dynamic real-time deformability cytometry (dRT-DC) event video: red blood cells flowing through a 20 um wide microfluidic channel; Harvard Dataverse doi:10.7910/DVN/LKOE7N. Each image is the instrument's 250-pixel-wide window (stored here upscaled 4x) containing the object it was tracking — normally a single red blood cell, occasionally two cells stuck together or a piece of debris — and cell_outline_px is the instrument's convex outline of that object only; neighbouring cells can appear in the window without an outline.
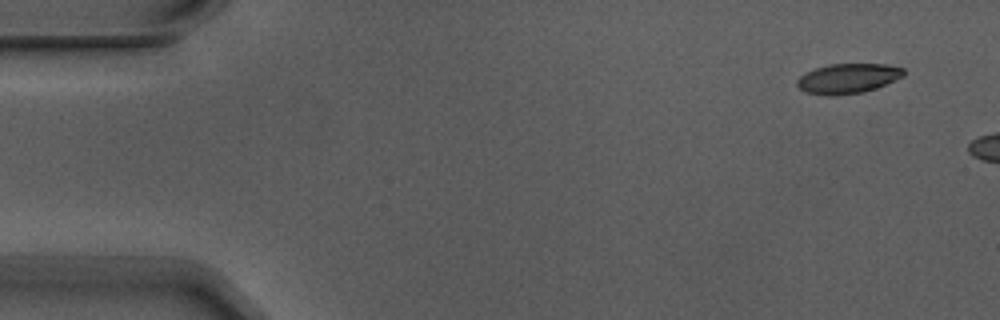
{"species": "Egyptian fruit bat (a non-hibernating species)", "species_latin": "Rousettus aegyptiacus", "temperature_condition": "warm", "stored_images_in_passage": 5, "camera_frame_rate_fps": 3000, "um_per_image_px": 0.085, "animal": {"sex": "male"}, "frame": {"image": 1, "passage_image": 1, "time_ms": 0.0, "image_size_px": [1000, 320], "cell_outline_px": [[904, 76], [876, 88], [864, 92], [836, 96], [828, 96], [808, 92], [800, 88], [796, 84], [796, 80], [800, 76], [816, 68], [828, 64], [888, 64], [904, 68]], "centroid_in_image_um": [72.09, 6.67], "position_along_channel_um": 12.9, "area_um2": 18.55}}